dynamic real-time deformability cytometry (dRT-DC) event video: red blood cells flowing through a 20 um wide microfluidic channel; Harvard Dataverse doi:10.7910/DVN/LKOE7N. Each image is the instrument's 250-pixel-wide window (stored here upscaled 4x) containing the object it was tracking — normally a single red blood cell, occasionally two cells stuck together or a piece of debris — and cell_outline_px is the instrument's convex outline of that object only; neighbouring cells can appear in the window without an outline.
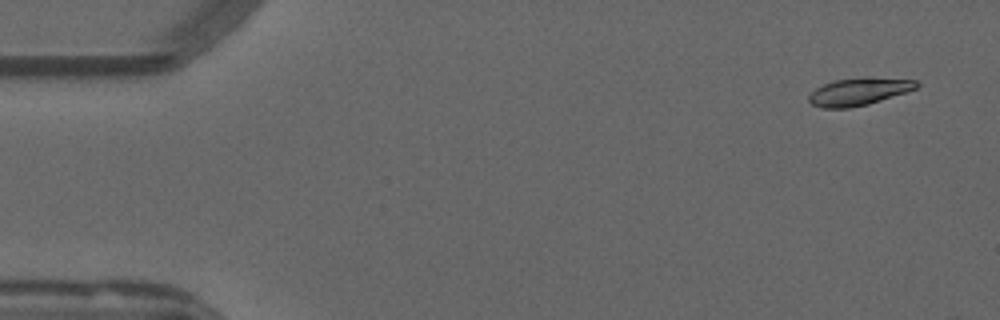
{"species": "common noctule bat (a hibernating species)", "species_latin": "Nyctalus noctula", "temperature_condition": "warm", "stored_images_in_passage": 11, "camera_frame_rate_fps": 3000, "um_per_image_px": 0.085, "animal": {"sex": "male", "forearm_length_mm": 52.5}, "frame": {"image": 1, "passage_image": 3, "time_ms": 0.667, "image_size_px": [1000, 320], "cell_outline_px": [[920, 84], [916, 88], [868, 104], [848, 108], [824, 108], [812, 104], [808, 100], [808, 96], [816, 88], [824, 84], [836, 80], [868, 76], [872, 76], [916, 80]], "centroid_in_image_um": [73.01, 7.76], "position_along_channel_um": 12.0, "area_um2": 17.17}}